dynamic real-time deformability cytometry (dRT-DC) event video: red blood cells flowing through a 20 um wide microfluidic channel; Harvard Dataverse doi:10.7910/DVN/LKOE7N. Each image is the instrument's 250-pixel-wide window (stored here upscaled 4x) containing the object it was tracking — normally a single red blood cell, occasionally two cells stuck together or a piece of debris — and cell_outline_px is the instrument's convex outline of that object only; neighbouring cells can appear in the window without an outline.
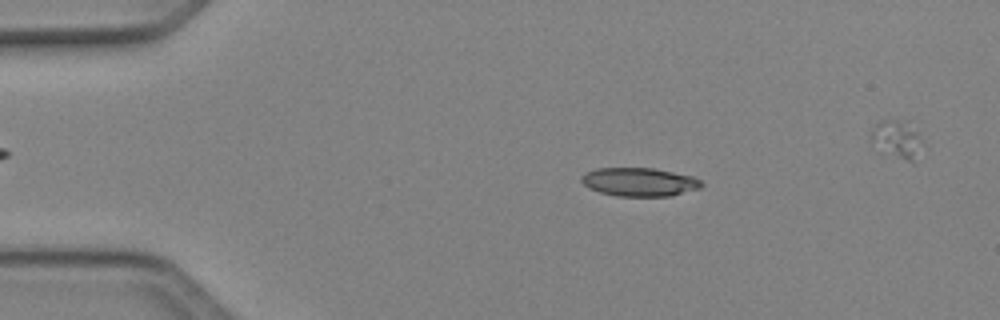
{"species": "Egyptian fruit bat (a non-hibernating species)", "species_latin": "Rousettus aegyptiacus", "temperature_condition": "cold", "stored_images_in_passage": 45, "camera_frame_rate_fps": 3000, "um_per_image_px": 0.085, "animal": {"sex": "female"}, "frame": {"image": 1, "passage_image": 9, "time_ms": 2.667, "image_size_px": [1000, 320], "cell_outline_px": [[704, 184], [700, 188], [672, 196], [616, 196], [600, 192], [588, 188], [580, 180], [580, 176], [584, 172], [596, 168], [652, 168], [692, 176], [700, 180]], "centroid_in_image_um": [54.31, 15.47], "position_along_channel_um": 30.7, "area_um2": 20.06}}
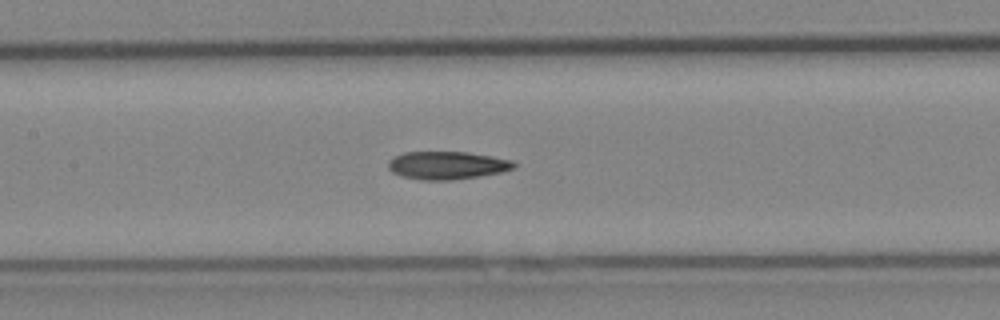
{"frame": {"image": 2, "passage_image": 23, "time_ms": 7.333, "image_size_px": [1000, 320], "cell_outline_px": [[516, 168], [500, 172], [480, 176], [452, 180], [420, 180], [400, 176], [392, 172], [388, 168], [388, 160], [404, 152], [468, 152], [492, 156], [512, 160], [516, 164]], "centroid_in_image_um": [38.0, 14.06], "position_along_channel_um": 169.4, "area_um2": 20.58}}
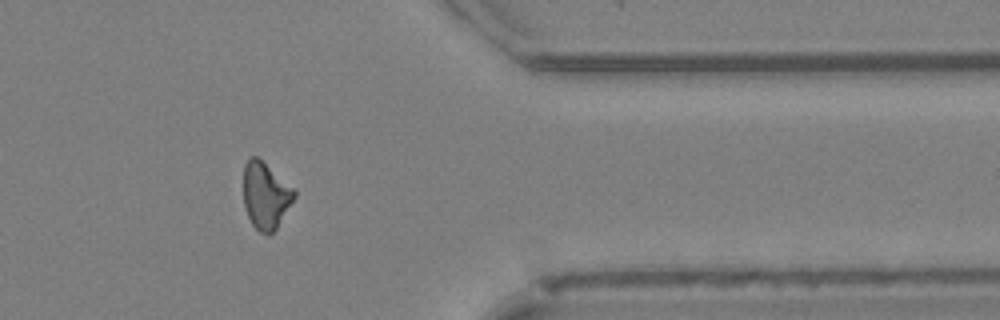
{"frame": {"image": 3, "passage_image": 40, "time_ms": 13.0, "image_size_px": [1000, 320], "cell_outline_px": [[296, 196], [276, 228], [268, 236], [260, 232], [252, 224], [248, 216], [244, 204], [244, 164], [248, 156], [256, 156], [292, 188], [296, 192]], "centroid_in_image_um": [22.55, 16.63], "position_along_channel_um": 388.9, "area_um2": 19.31}}